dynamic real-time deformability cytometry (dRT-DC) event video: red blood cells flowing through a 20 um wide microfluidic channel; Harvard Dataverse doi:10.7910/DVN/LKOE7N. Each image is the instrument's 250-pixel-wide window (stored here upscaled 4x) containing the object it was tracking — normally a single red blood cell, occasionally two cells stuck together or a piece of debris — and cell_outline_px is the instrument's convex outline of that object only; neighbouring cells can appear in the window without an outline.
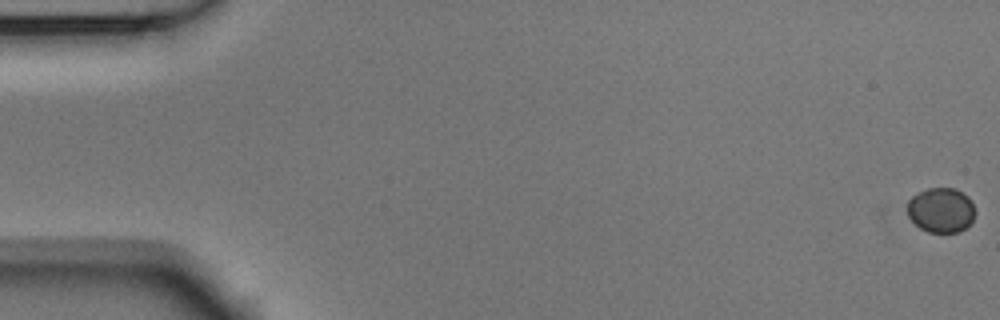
{"species": "Egyptian fruit bat (a non-hibernating species)", "species_latin": "Rousettus aegyptiacus", "temperature_condition": "room temperature", "stored_images_in_passage": 55, "camera_frame_rate_fps": 3000, "um_per_image_px": 0.085, "animal": {"sex": "male"}, "frame": {"image": 1, "passage_image": 1, "time_ms": 0.0, "image_size_px": [1000, 320], "cell_outline_px": [[976, 212], [972, 220], [960, 232], [928, 232], [920, 228], [908, 216], [908, 200], [916, 192], [928, 188], [956, 188], [968, 196], [972, 200]], "centroid_in_image_um": [80.0, 17.84], "position_along_channel_um": 5.0, "area_um2": 17.86}}
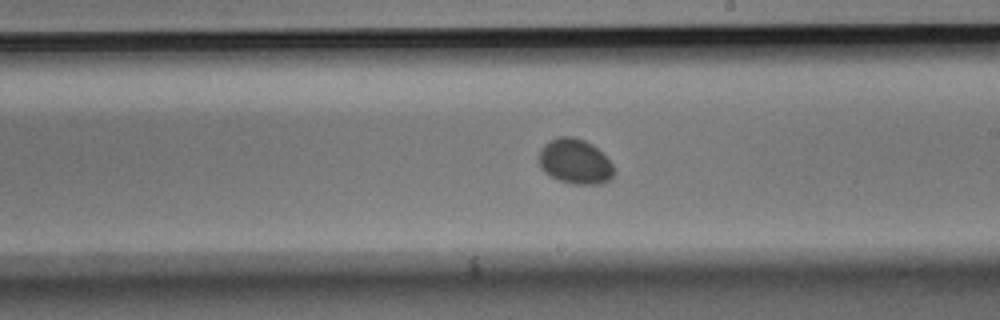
{"frame": {"image": 2, "passage_image": 32, "time_ms": 10.333, "image_size_px": [1000, 320], "cell_outline_px": [[612, 176], [608, 180], [600, 184], [572, 184], [560, 180], [544, 172], [540, 168], [540, 148], [548, 140], [560, 136], [572, 136], [584, 140], [592, 144], [612, 164]], "centroid_in_image_um": [48.84, 13.71], "position_along_channel_um": 240.2, "area_um2": 19.42}}
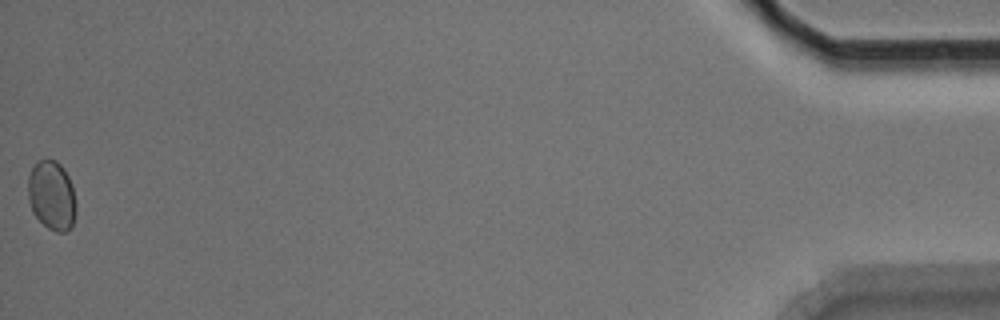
{"frame": {"image": 3, "passage_image": 55, "time_ms": 18.0, "image_size_px": [1000, 320], "cell_outline_px": [[76, 212], [72, 228], [64, 232], [56, 232], [48, 228], [32, 212], [28, 200], [28, 176], [32, 168], [40, 160], [56, 160], [64, 168], [72, 184], [76, 204]], "centroid_in_image_um": [4.41, 16.63], "position_along_channel_um": 430.8, "area_um2": 19.54}, "authors_computed_cell_mechanics": {"area_um2": 18.9584, "velocity_mm_per_s": 3.7432, "shape_relaxation_time_tau1_ms": null, "shape_relaxation_time_tau2_ms": 5.1982, "deformation_change_tau1": null, "deformation_change_tau2": 0.0251}}